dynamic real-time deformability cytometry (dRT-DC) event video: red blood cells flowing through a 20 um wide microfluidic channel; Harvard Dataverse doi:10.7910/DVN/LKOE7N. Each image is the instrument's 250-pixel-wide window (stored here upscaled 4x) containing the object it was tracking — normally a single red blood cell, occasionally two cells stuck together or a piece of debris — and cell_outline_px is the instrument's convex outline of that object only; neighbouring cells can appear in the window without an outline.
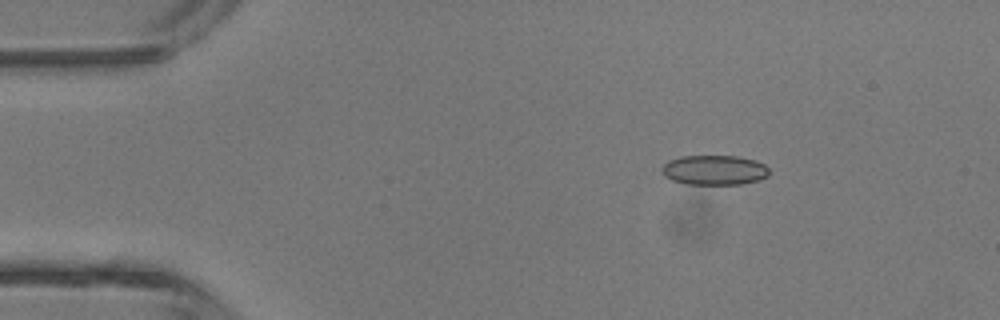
{"species": "common noctule bat (a hibernating species)", "species_latin": "Nyctalus noctula", "temperature_condition": "room temperature", "stored_images_in_passage": 3, "camera_frame_rate_fps": 3000, "um_per_image_px": 0.085, "animal": {"sex": "male", "body_mass_g": 13.3}, "frame": {"image": 1, "passage_image": 1, "time_ms": 0.0, "image_size_px": [1000, 320], "cell_outline_px": [[768, 176], [760, 180], [740, 184], [684, 184], [672, 180], [664, 176], [660, 172], [660, 168], [668, 160], [680, 156], [736, 156], [756, 160], [764, 164], [768, 168]], "centroid_in_image_um": [60.68, 14.45], "position_along_channel_um": 24.3, "area_um2": 18.84}}
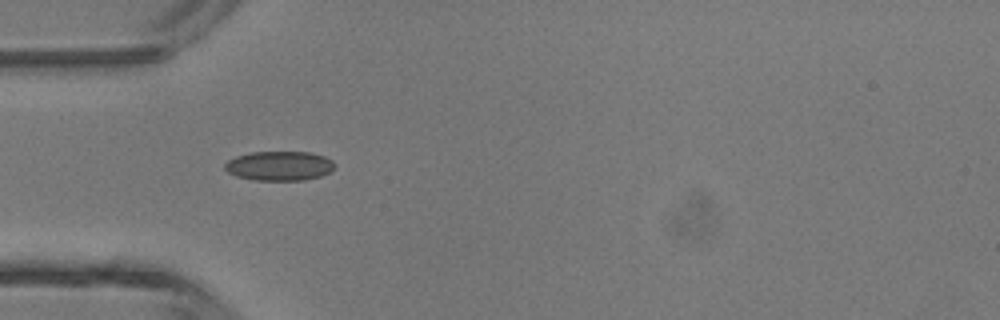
{"frame": {"image": 2, "passage_image": 3, "time_ms": 2.333, "image_size_px": [1000, 320], "cell_outline_px": [[336, 168], [320, 176], [304, 180], [256, 180], [236, 176], [228, 172], [224, 168], [224, 164], [228, 160], [236, 156], [252, 152], [312, 152], [324, 156], [332, 160], [336, 164]], "centroid_in_image_um": [23.76, 14.09], "position_along_channel_um": 61.2, "area_um2": 18.9}}